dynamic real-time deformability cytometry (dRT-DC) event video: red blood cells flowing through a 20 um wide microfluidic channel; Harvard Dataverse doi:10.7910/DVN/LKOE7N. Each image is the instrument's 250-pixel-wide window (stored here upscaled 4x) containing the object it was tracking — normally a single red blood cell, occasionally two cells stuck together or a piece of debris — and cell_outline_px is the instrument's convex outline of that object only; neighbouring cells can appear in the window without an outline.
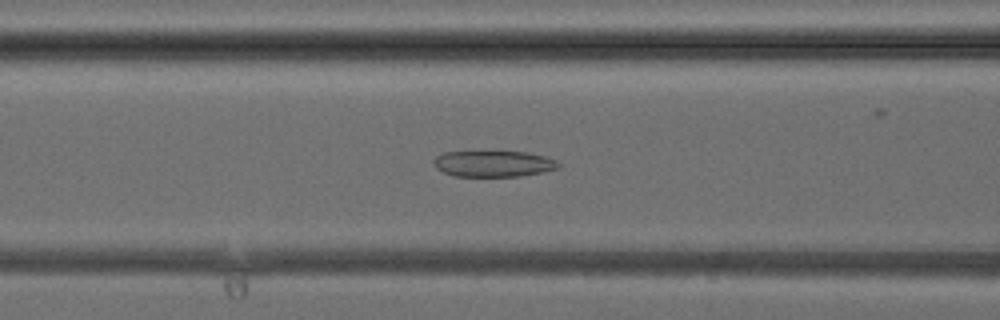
{"species": "common noctule bat (a hibernating species)", "species_latin": "Nyctalus noctula", "temperature_condition": "cold", "stored_images_in_passage": 41, "camera_frame_rate_fps": 3000, "um_per_image_px": 0.085, "animal": {"sex": "female", "body_mass_g": 24.6, "forearm_length_mm": 56.2}, "frame": {"image": 1, "passage_image": 16, "time_ms": 5.0, "image_size_px": [1000, 320], "cell_outline_px": [[560, 164], [556, 168], [540, 172], [520, 176], [452, 176], [436, 168], [432, 164], [432, 160], [436, 156], [444, 152], [492, 148], [528, 152], [544, 156], [556, 160]], "centroid_in_image_um": [41.86, 13.85], "position_along_channel_um": 124.7, "area_um2": 20.06}}
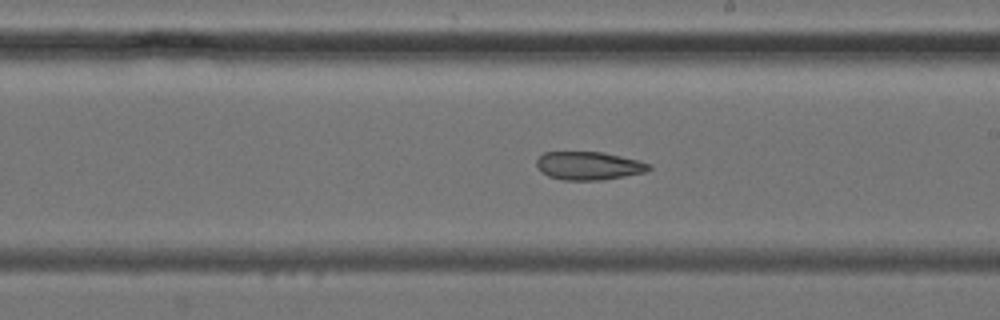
{"frame": {"image": 2, "passage_image": 23, "time_ms": 7.333, "image_size_px": [1000, 320], "cell_outline_px": [[652, 168], [644, 172], [604, 180], [564, 180], [548, 176], [540, 172], [536, 164], [536, 160], [544, 152], [604, 152], [640, 160], [652, 164]], "centroid_in_image_um": [50.06, 14.08], "position_along_channel_um": 238.9, "area_um2": 18.67}}
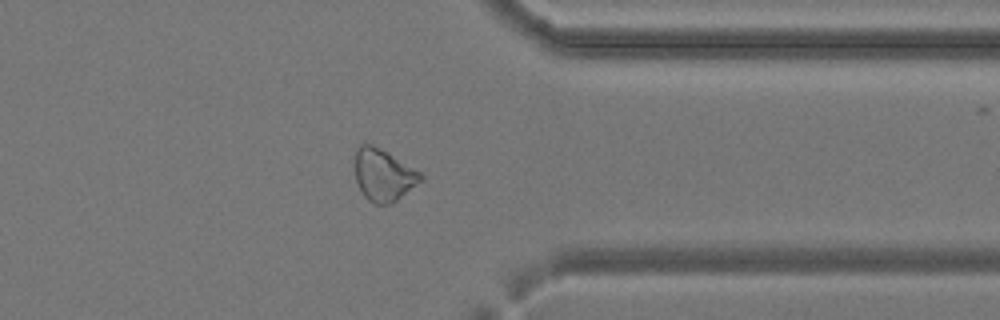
{"frame": {"image": 3, "passage_image": 32, "time_ms": 10.333, "image_size_px": [1000, 320], "cell_outline_px": [[424, 180], [396, 200], [388, 204], [376, 204], [368, 200], [364, 196], [356, 180], [356, 152], [360, 144], [372, 144], [388, 152], [420, 172], [424, 176]], "centroid_in_image_um": [32.62, 14.87], "position_along_channel_um": 378.8, "area_um2": 19.71}}